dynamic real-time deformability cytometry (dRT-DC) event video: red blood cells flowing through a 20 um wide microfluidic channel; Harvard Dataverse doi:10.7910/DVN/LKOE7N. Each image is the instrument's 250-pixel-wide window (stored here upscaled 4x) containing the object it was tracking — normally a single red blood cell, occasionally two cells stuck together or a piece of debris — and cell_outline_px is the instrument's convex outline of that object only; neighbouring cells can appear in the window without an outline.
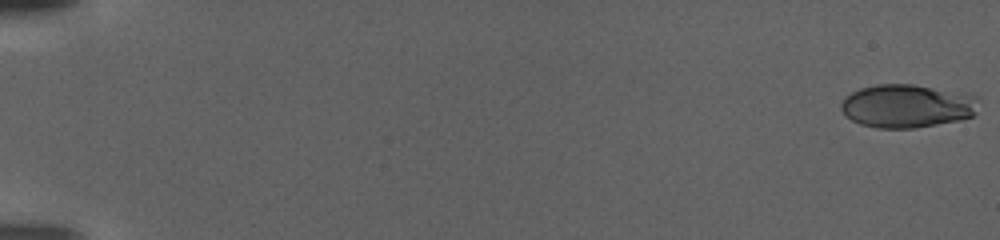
{"species": "human", "species_latin": "Homo sapiens", "temperature_condition": "warm", "stored_images_in_passage": 109, "camera_frame_rate_fps": 3000, "um_per_image_px": 0.085, "donor": {"sex": "female"}, "frame": {"image": 1, "passage_image": 1, "time_ms": 0.0, "image_size_px": [1000, 240], "cell_outline_px": [[980, 96], [976, 112], [972, 116], [956, 120], [916, 128], [876, 128], [860, 124], [852, 120], [840, 108], [840, 104], [844, 96], [860, 88], [876, 84], [912, 84], [972, 92]], "centroid_in_image_um": [77.16, 8.98], "position_along_channel_um": 7.8, "area_um2": 35.37}}
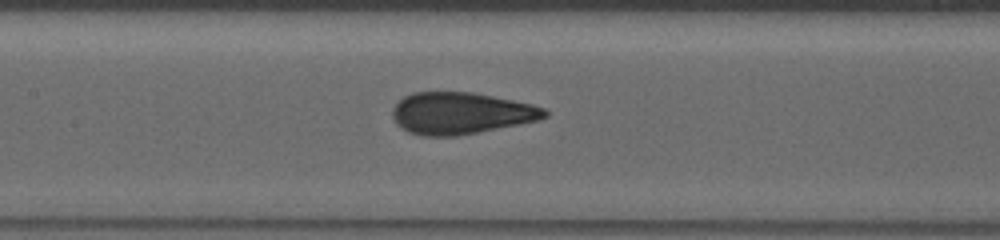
{"frame": {"image": 2, "passage_image": 56, "time_ms": 18.333, "image_size_px": [1000, 240], "cell_outline_px": [[548, 116], [536, 120], [456, 136], [424, 136], [408, 132], [396, 124], [392, 116], [392, 108], [404, 96], [412, 92], [472, 92], [532, 104], [544, 108], [548, 112]], "centroid_in_image_um": [39.12, 9.61], "position_along_channel_um": 168.3, "area_um2": 36.7}}
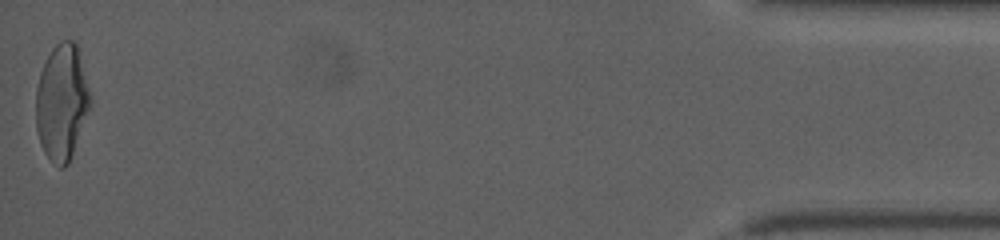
{"frame": {"image": 3, "passage_image": 109, "time_ms": 36.0, "image_size_px": [1000, 240], "cell_outline_px": [[88, 108], [68, 164], [64, 168], [60, 168], [44, 152], [40, 144], [36, 128], [36, 88], [40, 72], [52, 48], [60, 40], [72, 40], [76, 44], [88, 92]], "centroid_in_image_um": [5.18, 8.69], "position_along_channel_um": 430.0, "area_um2": 35.37}}